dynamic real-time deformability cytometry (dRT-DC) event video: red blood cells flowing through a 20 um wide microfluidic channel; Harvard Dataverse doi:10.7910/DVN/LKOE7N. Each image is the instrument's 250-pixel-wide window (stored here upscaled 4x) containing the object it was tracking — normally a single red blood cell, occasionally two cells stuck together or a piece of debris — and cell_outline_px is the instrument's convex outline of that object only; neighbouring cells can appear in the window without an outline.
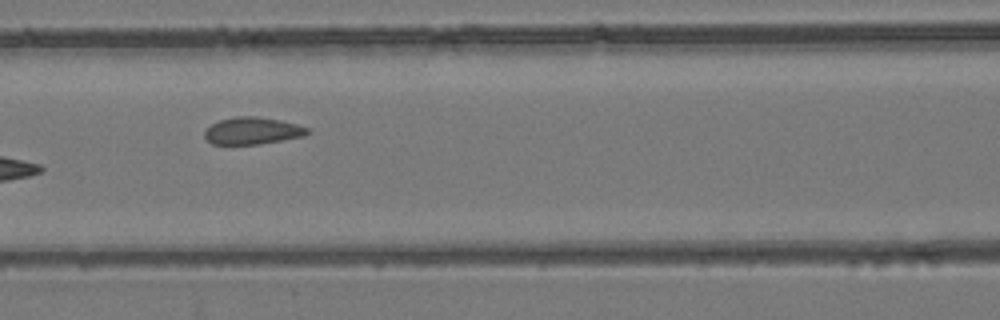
{"species": "common noctule bat (a hibernating species)", "species_latin": "Nyctalus noctula", "temperature_condition": "room temperature", "stored_images_in_passage": 9, "camera_frame_rate_fps": 3000, "um_per_image_px": 0.085, "animal": {"sex": "female", "body_mass_g": 24.6, "forearm_length_mm": 56.2}, "frame": {"image": 1, "passage_image": 7, "time_ms": 7.667, "image_size_px": [1000, 320], "cell_outline_px": [[312, 132], [304, 136], [260, 144], [212, 144], [204, 136], [204, 132], [212, 124], [220, 120], [236, 116], [256, 116], [280, 120], [296, 124], [308, 128]], "centroid_in_image_um": [21.48, 11.12], "position_along_channel_um": 145.1, "area_um2": 16.18}}
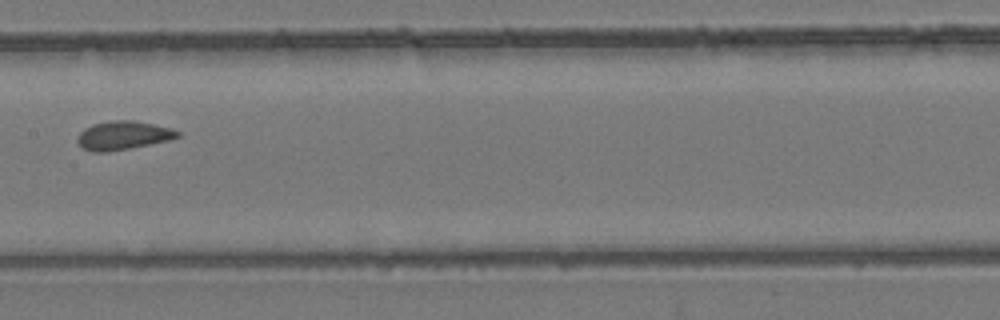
{"frame": {"image": 2, "passage_image": 8, "time_ms": 9.0, "image_size_px": [1000, 320], "cell_outline_px": [[180, 136], [172, 140], [108, 152], [92, 152], [84, 148], [76, 140], [80, 132], [84, 128], [92, 124], [112, 120], [136, 120], [172, 128], [180, 132]], "centroid_in_image_um": [10.49, 11.5], "position_along_channel_um": 196.9, "area_um2": 16.88}}
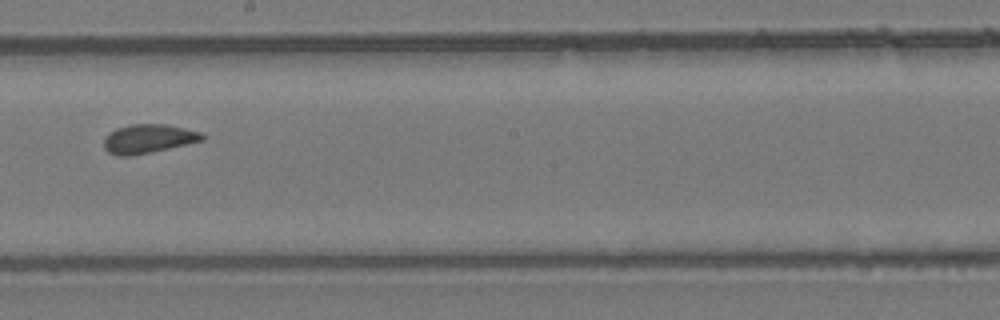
{"frame": {"image": 3, "passage_image": 9, "time_ms": 10.0, "image_size_px": [1000, 320], "cell_outline_px": [[204, 140], [168, 148], [128, 156], [116, 156], [108, 152], [104, 148], [104, 140], [116, 128], [132, 124], [168, 124], [204, 132]], "centroid_in_image_um": [12.64, 11.78], "position_along_channel_um": 235.6, "area_um2": 16.42}}